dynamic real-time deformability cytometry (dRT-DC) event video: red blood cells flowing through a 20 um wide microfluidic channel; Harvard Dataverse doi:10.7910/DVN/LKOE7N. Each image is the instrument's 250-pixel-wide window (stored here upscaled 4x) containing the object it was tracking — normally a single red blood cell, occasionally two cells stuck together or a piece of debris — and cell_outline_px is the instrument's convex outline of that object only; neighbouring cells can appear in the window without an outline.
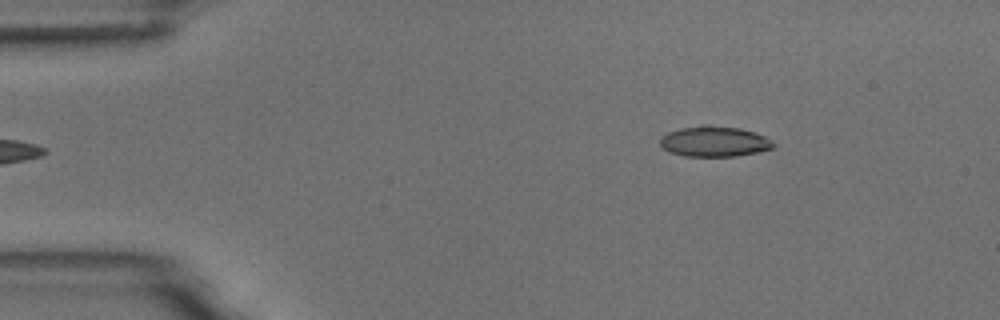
{"species": "common noctule bat (a hibernating species)", "species_latin": "Nyctalus noctula", "temperature_condition": "room temperature", "stored_images_in_passage": 2, "camera_frame_rate_fps": 3000, "um_per_image_px": 0.085, "animal": {"sex": "male", "body_mass_g": 18.8}, "frame": {"image": 1, "passage_image": 1, "time_ms": 0.0, "image_size_px": [1000, 320], "cell_outline_px": [[776, 144], [772, 148], [756, 152], [736, 156], [684, 156], [668, 152], [660, 144], [660, 136], [668, 132], [680, 128], [700, 124], [708, 124], [740, 128], [756, 132], [772, 140]], "centroid_in_image_um": [60.7, 12.0], "position_along_channel_um": 24.3, "area_um2": 20.4}}